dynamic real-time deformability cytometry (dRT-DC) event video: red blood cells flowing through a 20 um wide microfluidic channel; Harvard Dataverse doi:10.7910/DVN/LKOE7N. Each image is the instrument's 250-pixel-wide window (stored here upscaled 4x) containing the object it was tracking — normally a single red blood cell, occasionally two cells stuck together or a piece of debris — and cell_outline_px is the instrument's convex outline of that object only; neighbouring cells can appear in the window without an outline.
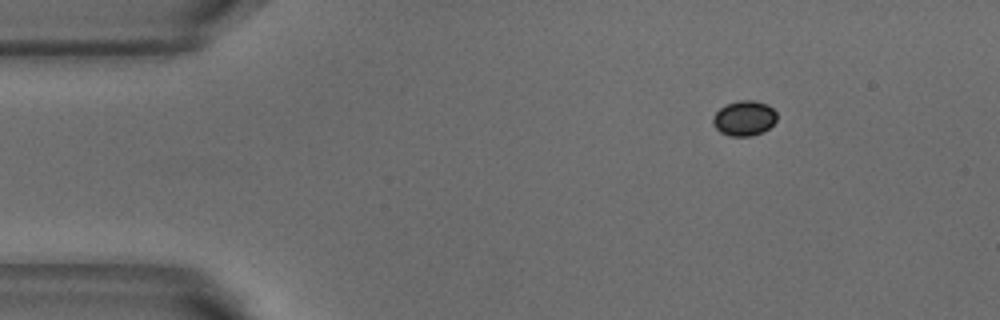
{"species": "common noctule bat (a hibernating species)", "species_latin": "Nyctalus noctula", "temperature_condition": "warm", "stored_images_in_passage": 3, "camera_frame_rate_fps": 3000, "um_per_image_px": 0.085, "animal": {"sex": "male", "body_mass_g": 18.8}, "frame": {"image": 1, "passage_image": 1, "time_ms": 0.0, "image_size_px": [1000, 320], "cell_outline_px": [[776, 120], [764, 132], [752, 136], [728, 136], [720, 132], [712, 124], [712, 116], [724, 104], [740, 100], [752, 100], [768, 104], [776, 112]], "centroid_in_image_um": [63.23, 10.05], "position_along_channel_um": 21.8, "area_um2": 13.24}}
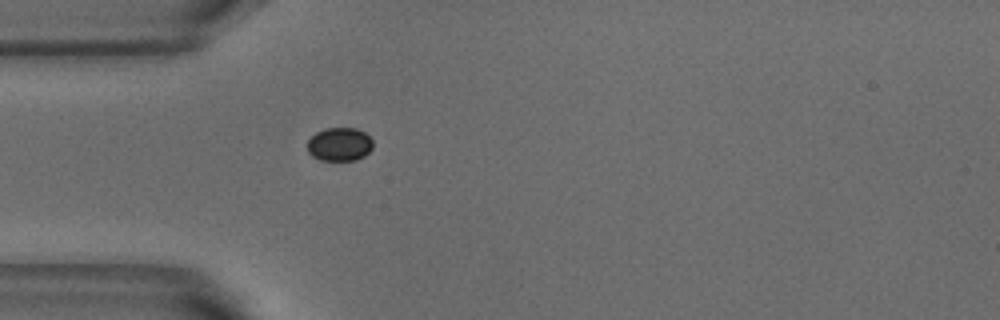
{"frame": {"image": 2, "passage_image": 3, "time_ms": 0.667, "image_size_px": [1000, 320], "cell_outline_px": [[372, 148], [364, 156], [356, 160], [320, 160], [312, 156], [308, 152], [308, 140], [316, 132], [324, 128], [356, 128], [364, 132], [372, 140]], "centroid_in_image_um": [28.85, 12.26], "position_along_channel_um": 56.2, "area_um2": 12.77}}